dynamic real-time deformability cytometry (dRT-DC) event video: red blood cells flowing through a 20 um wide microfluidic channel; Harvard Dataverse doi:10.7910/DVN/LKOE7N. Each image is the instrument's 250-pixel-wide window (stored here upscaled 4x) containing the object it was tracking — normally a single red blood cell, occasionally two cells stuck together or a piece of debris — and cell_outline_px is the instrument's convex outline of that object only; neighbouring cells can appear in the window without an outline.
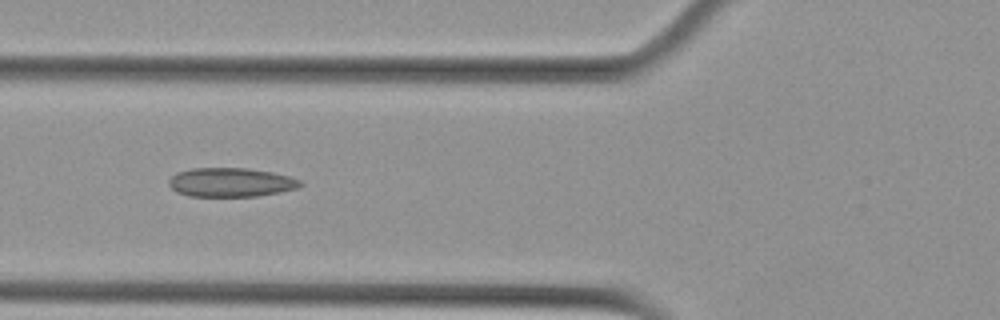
{"species": "Egyptian fruit bat (a non-hibernating species)", "species_latin": "Rousettus aegyptiacus", "temperature_condition": "cold", "stored_images_in_passage": 6, "camera_frame_rate_fps": 3000, "um_per_image_px": 0.085, "animal": {"sex": "female"}, "frame": {"image": 1, "passage_image": 5, "time_ms": 1.333, "image_size_px": [1000, 320], "cell_outline_px": [[304, 184], [296, 188], [280, 192], [256, 196], [188, 196], [176, 192], [168, 184], [168, 180], [176, 172], [192, 168], [248, 168], [272, 172], [288, 176], [300, 180]], "centroid_in_image_um": [19.59, 15.49], "position_along_channel_um": 106.2, "area_um2": 22.25}}
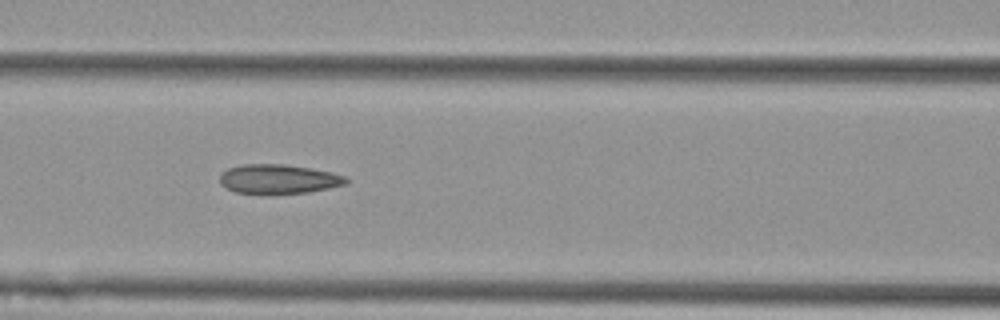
{"frame": {"image": 2, "passage_image": 6, "time_ms": 1.667, "image_size_px": [1000, 320], "cell_outline_px": [[348, 184], [308, 192], [236, 192], [220, 184], [220, 172], [228, 168], [240, 164], [284, 164], [312, 168], [332, 172], [344, 176], [348, 180]], "centroid_in_image_um": [23.68, 15.18], "position_along_channel_um": 142.9, "area_um2": 21.21}}